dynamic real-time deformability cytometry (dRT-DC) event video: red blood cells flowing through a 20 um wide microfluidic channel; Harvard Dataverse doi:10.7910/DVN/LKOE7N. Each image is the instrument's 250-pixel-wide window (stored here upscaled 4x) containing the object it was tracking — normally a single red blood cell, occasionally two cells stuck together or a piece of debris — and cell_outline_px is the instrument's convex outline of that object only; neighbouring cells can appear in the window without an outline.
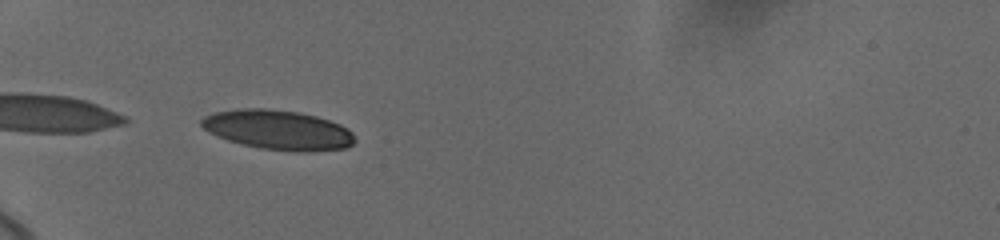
{"species": "human", "species_latin": "Homo sapiens", "temperature_condition": "cold", "stored_images_in_passage": 17, "camera_frame_rate_fps": 3000, "um_per_image_px": 0.085, "donor": {"sex": "female"}, "frame": {"image": 1, "passage_image": 12, "time_ms": 6.0, "image_size_px": [1000, 240], "cell_outline_px": [[356, 140], [348, 148], [308, 152], [300, 152], [260, 148], [228, 140], [216, 136], [204, 128], [200, 124], [200, 120], [204, 116], [216, 112], [240, 108], [264, 108], [300, 112], [316, 116], [340, 124], [348, 128], [352, 132]], "centroid_in_image_um": [23.66, 11.04], "position_along_channel_um": 61.3, "area_um2": 35.49}}
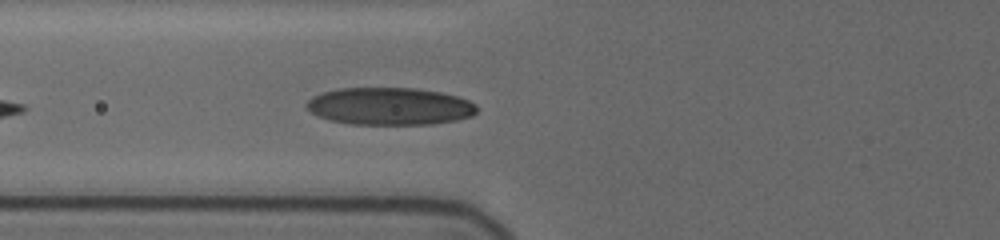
{"frame": {"image": 2, "passage_image": 15, "time_ms": 7.333, "image_size_px": [1000, 240], "cell_outline_px": [[476, 112], [472, 116], [456, 120], [432, 124], [352, 124], [328, 120], [312, 112], [304, 104], [312, 96], [324, 92], [340, 88], [416, 88], [440, 92], [456, 96], [468, 100], [476, 104]], "centroid_in_image_um": [33.12, 9.03], "position_along_channel_um": 92.7, "area_um2": 37.05}}